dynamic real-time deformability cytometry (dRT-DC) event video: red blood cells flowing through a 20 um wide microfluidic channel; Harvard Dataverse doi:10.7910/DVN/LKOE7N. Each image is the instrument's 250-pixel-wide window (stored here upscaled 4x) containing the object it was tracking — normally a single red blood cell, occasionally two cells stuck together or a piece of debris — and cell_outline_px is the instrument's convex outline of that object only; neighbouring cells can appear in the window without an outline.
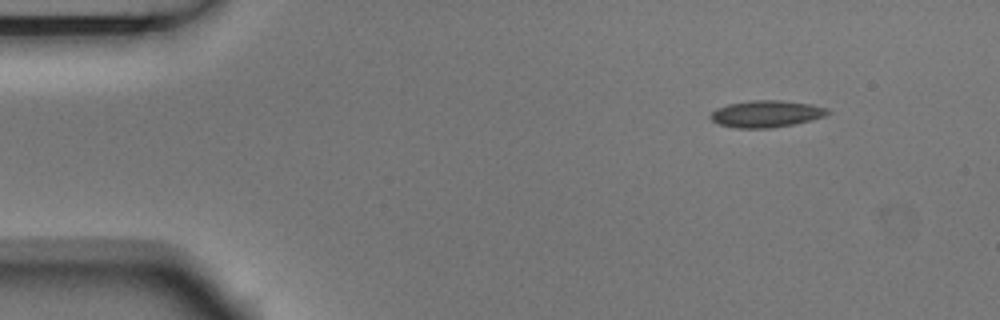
{"species": "Egyptian fruit bat (a non-hibernating species)", "species_latin": "Rousettus aegyptiacus", "temperature_condition": "room temperature", "stored_images_in_passage": 5, "camera_frame_rate_fps": 3000, "um_per_image_px": 0.085, "animal": {"sex": "male"}, "frame": {"image": 1, "passage_image": 1, "time_ms": 0.0, "image_size_px": [1000, 320], "cell_outline_px": [[832, 112], [824, 116], [812, 120], [796, 124], [768, 128], [736, 128], [720, 124], [712, 120], [708, 116], [716, 108], [728, 104], [748, 100], [780, 100], [812, 104], [828, 108]], "centroid_in_image_um": [65.15, 9.67], "position_along_channel_um": 19.8, "area_um2": 18.5}}
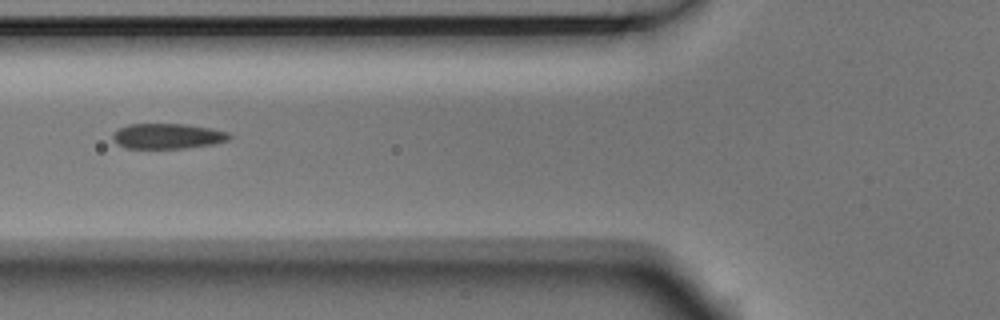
{"frame": {"image": 2, "passage_image": 5, "time_ms": 1.333, "image_size_px": [1000, 320], "cell_outline_px": [[232, 136], [228, 140], [212, 144], [184, 148], [128, 148], [116, 144], [112, 140], [112, 132], [128, 124], [188, 124], [212, 128], [228, 132]], "centroid_in_image_um": [14.22, 11.56], "position_along_channel_um": 111.6, "area_um2": 17.28}}